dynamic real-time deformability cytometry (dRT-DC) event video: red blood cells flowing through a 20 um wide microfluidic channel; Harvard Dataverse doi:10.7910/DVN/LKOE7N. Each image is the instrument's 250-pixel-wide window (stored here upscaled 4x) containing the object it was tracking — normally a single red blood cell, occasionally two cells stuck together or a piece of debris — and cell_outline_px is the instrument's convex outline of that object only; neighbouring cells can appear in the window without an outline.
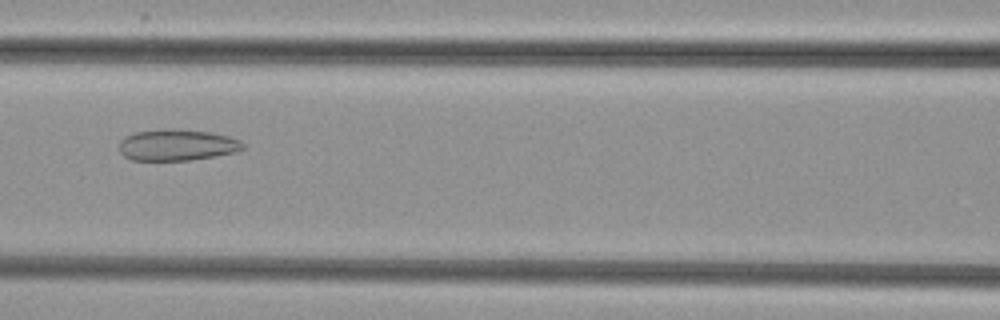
{"species": "common noctule bat (a hibernating species)", "species_latin": "Nyctalus noctula", "temperature_condition": "cold", "stored_images_in_passage": 53, "camera_frame_rate_fps": 3000, "um_per_image_px": 0.085, "animal": {"sex": "female", "body_mass_g": 29.2, "forearm_length_mm": 56.3}, "frame": {"image": 1, "passage_image": 25, "time_ms": 8.0, "image_size_px": [1000, 320], "cell_outline_px": [[244, 148], [236, 152], [216, 156], [192, 160], [132, 160], [124, 156], [120, 152], [120, 140], [124, 136], [132, 132], [172, 128], [176, 128], [208, 132], [228, 136], [240, 140], [244, 144]], "centroid_in_image_um": [15.04, 12.32], "position_along_channel_um": 151.6, "area_um2": 22.77}}
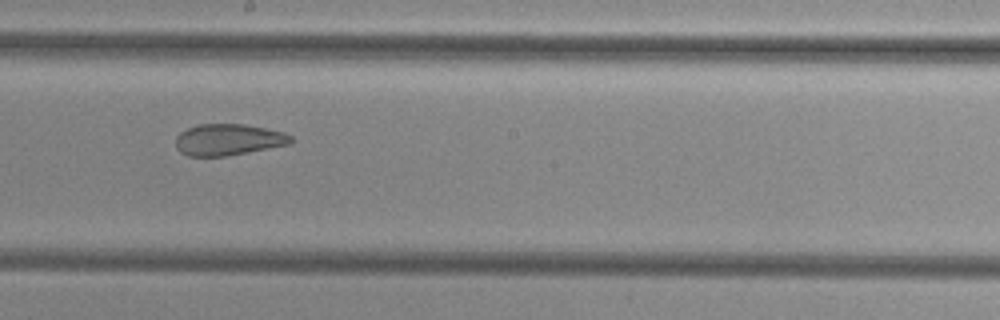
{"frame": {"image": 2, "passage_image": 31, "time_ms": 10.0, "image_size_px": [1000, 320], "cell_outline_px": [[292, 144], [248, 152], [224, 156], [188, 156], [180, 152], [176, 148], [176, 136], [180, 132], [196, 124], [244, 124], [284, 132], [292, 136]], "centroid_in_image_um": [19.4, 11.87], "position_along_channel_um": 228.8, "area_um2": 21.15}}
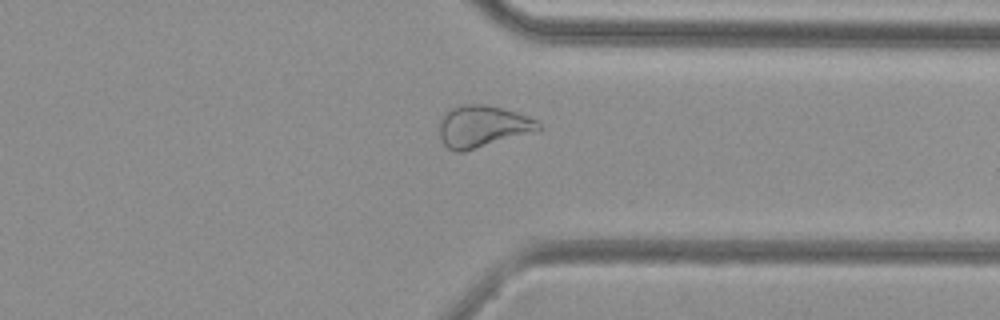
{"frame": {"image": 3, "passage_image": 42, "time_ms": 13.667, "image_size_px": [1000, 320], "cell_outline_px": [[540, 128], [532, 132], [464, 152], [456, 152], [448, 148], [444, 144], [440, 136], [440, 120], [444, 112], [460, 104], [484, 104], [516, 112], [528, 116], [536, 120], [540, 124]], "centroid_in_image_um": [40.97, 10.74], "position_along_channel_um": 370.4, "area_um2": 23.93}}